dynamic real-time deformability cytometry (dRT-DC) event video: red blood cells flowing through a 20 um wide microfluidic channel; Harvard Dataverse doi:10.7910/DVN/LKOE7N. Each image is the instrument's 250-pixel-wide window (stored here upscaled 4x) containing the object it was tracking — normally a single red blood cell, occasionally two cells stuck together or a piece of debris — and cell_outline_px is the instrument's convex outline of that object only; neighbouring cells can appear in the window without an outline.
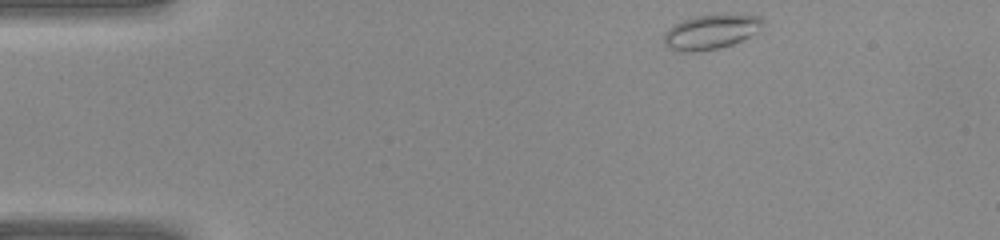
{"species": "common noctule bat (a hibernating species)", "species_latin": "Nyctalus noctula", "temperature_condition": "warm", "stored_images_in_passage": 36, "camera_frame_rate_fps": 3000, "um_per_image_px": 0.085, "animal": {"sex": "female", "body_mass_g": 22.0, "forearm_length_mm": 56.7}, "frame": {"image": 1, "passage_image": 1, "time_ms": 0.0, "image_size_px": [1000, 240], "cell_outline_px": [[764, 24], [756, 32], [732, 44], [716, 48], [692, 52], [680, 52], [668, 48], [664, 44], [664, 32], [668, 28], [680, 20], [696, 16], [728, 12], [760, 16], [764, 20]], "centroid_in_image_um": [60.41, 2.66], "position_along_channel_um": 24.6, "area_um2": 20.35}}
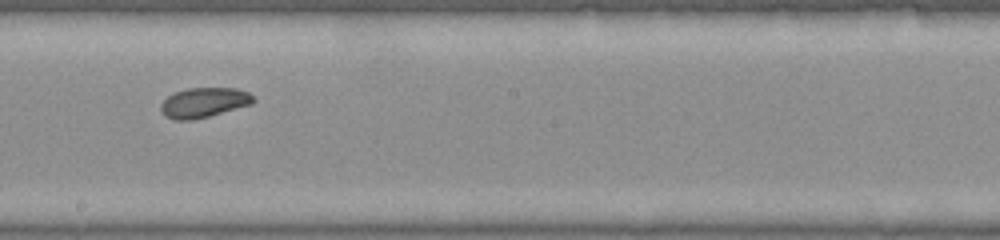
{"frame": {"image": 2, "passage_image": 18, "time_ms": 5.667, "image_size_px": [1000, 240], "cell_outline_px": [[256, 100], [252, 104], [208, 116], [192, 120], [176, 120], [164, 116], [160, 108], [160, 104], [172, 92], [188, 88], [236, 88], [248, 92]], "centroid_in_image_um": [17.3, 8.71], "position_along_channel_um": 230.9, "area_um2": 16.13}}
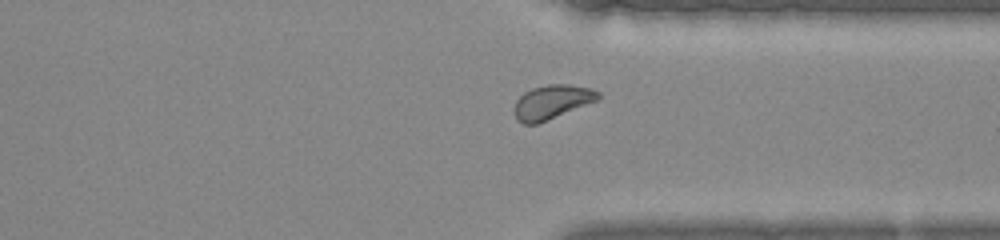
{"frame": {"image": 3, "passage_image": 26, "time_ms": 8.333, "image_size_px": [1000, 240], "cell_outline_px": [[600, 100], [548, 120], [536, 124], [524, 124], [516, 120], [512, 108], [516, 100], [524, 92], [532, 88], [548, 84], [568, 84], [592, 88], [600, 92]], "centroid_in_image_um": [46.92, 8.67], "position_along_channel_um": 364.5, "area_um2": 17.05}}